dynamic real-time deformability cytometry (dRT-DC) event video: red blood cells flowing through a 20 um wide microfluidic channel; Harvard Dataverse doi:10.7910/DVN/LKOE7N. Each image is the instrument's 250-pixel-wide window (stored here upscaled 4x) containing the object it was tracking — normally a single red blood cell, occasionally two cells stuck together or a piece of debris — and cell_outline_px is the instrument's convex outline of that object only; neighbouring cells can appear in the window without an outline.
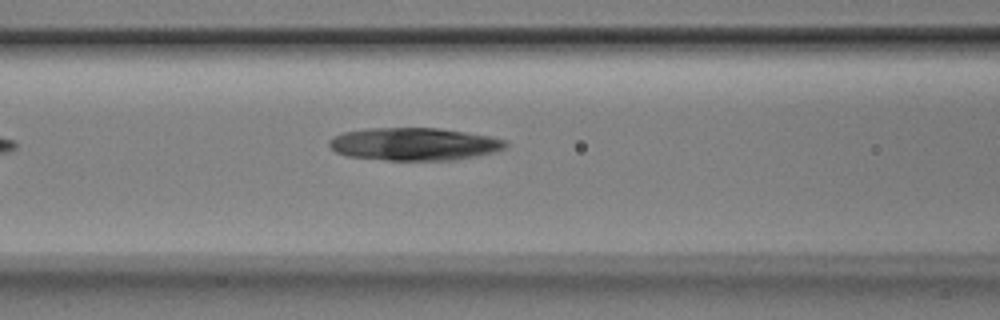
{"species": "Egyptian fruit bat (a non-hibernating species)", "species_latin": "Rousettus aegyptiacus", "temperature_condition": "room temperature", "stored_images_in_passage": 6, "camera_frame_rate_fps": 3000, "um_per_image_px": 0.085, "animal": {"sex": "male"}, "frame": {"image": 1, "passage_image": 6, "time_ms": 1.667, "image_size_px": [1000, 320], "cell_outline_px": [[508, 148], [496, 152], [456, 160], [384, 160], [348, 156], [336, 152], [328, 144], [328, 140], [332, 136], [344, 132], [368, 128], [436, 128], [492, 136], [508, 140]], "centroid_in_image_um": [35.25, 12.25], "position_along_channel_um": 131.4, "area_um2": 33.93}}